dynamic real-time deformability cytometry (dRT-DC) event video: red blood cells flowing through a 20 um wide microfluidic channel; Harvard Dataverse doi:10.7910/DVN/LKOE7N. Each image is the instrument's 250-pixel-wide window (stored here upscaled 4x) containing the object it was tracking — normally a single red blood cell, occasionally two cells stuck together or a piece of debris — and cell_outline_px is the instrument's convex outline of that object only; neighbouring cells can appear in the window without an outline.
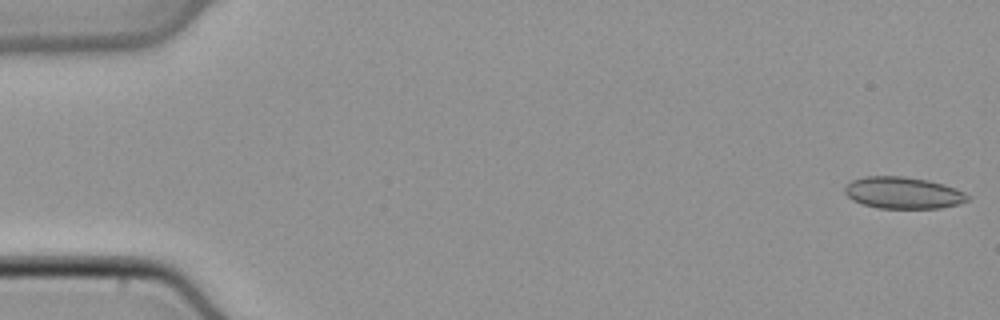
{"species": "common noctule bat (a hibernating species)", "species_latin": "Nyctalus noctula", "temperature_condition": "cold", "stored_images_in_passage": 49, "camera_frame_rate_fps": 3000, "um_per_image_px": 0.085, "animal": {"sex": "male", "body_mass_g": 21.5, "forearm_length_mm": 52.0}, "frame": {"image": 1, "passage_image": 1, "time_ms": 0.0, "image_size_px": [1000, 320], "cell_outline_px": [[972, 196], [968, 200], [956, 204], [940, 208], [880, 208], [864, 204], [852, 200], [844, 192], [844, 188], [852, 180], [868, 176], [900, 176], [928, 180], [944, 184], [956, 188]], "centroid_in_image_um": [76.78, 16.39], "position_along_channel_um": 8.2, "area_um2": 22.6}}
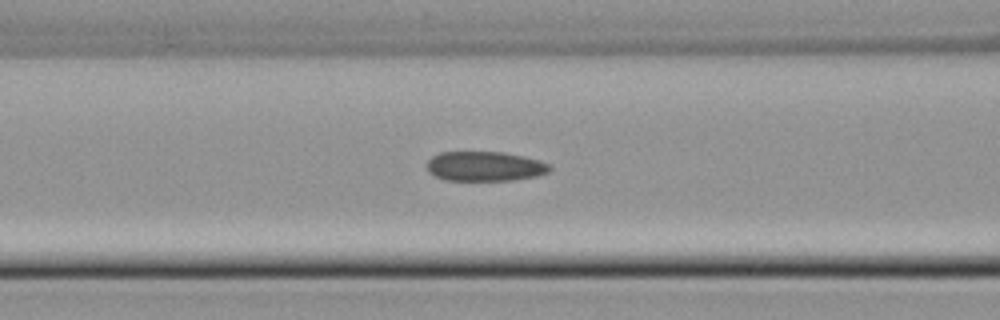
{"frame": {"image": 2, "passage_image": 20, "time_ms": 6.333, "image_size_px": [1000, 320], "cell_outline_px": [[552, 168], [548, 172], [536, 176], [512, 180], [444, 180], [428, 172], [428, 160], [432, 156], [440, 152], [504, 152], [524, 156], [540, 160], [548, 164]], "centroid_in_image_um": [41.22, 14.13], "position_along_channel_um": 125.4, "area_um2": 21.21}}
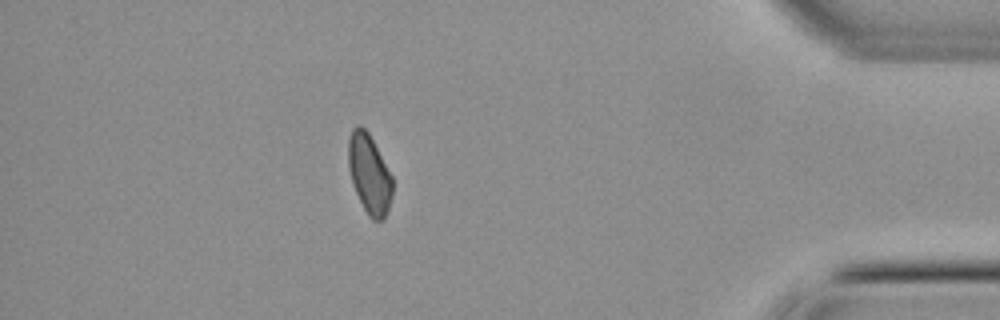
{"frame": {"image": 3, "passage_image": 43, "time_ms": 14.0, "image_size_px": [1000, 320], "cell_outline_px": [[392, 196], [384, 220], [372, 220], [368, 216], [352, 184], [348, 168], [348, 136], [352, 128], [356, 124], [360, 124], [368, 132], [392, 176]], "centroid_in_image_um": [31.37, 14.76], "position_along_channel_um": 403.8, "area_um2": 20.46}}